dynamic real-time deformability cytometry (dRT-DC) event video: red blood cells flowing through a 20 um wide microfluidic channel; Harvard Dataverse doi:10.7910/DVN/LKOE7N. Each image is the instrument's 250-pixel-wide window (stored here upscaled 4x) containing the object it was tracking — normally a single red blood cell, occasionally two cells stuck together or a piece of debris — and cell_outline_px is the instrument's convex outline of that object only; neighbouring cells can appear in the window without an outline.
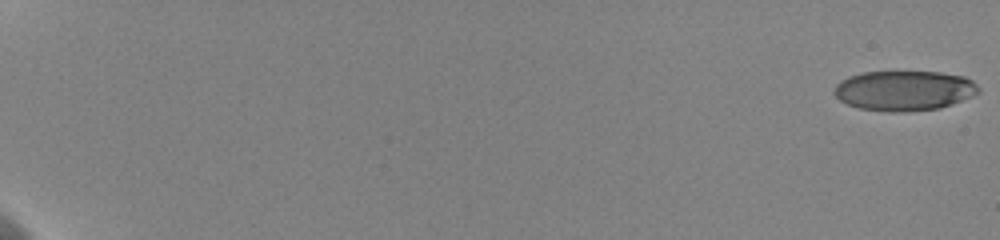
{"species": "human", "species_latin": "Homo sapiens", "temperature_condition": "cold", "stored_images_in_passage": 60, "camera_frame_rate_fps": 3000, "um_per_image_px": 0.085, "donor": {"sex": "female"}, "frame": {"image": 1, "passage_image": 1, "time_ms": 0.0, "image_size_px": [1000, 240], "cell_outline_px": [[980, 92], [972, 96], [940, 108], [900, 112], [892, 112], [860, 108], [848, 104], [840, 100], [832, 92], [836, 84], [848, 76], [864, 72], [940, 72], [964, 76], [972, 80], [980, 88]], "centroid_in_image_um": [76.86, 7.69], "position_along_channel_um": 8.1, "area_um2": 33.58}}
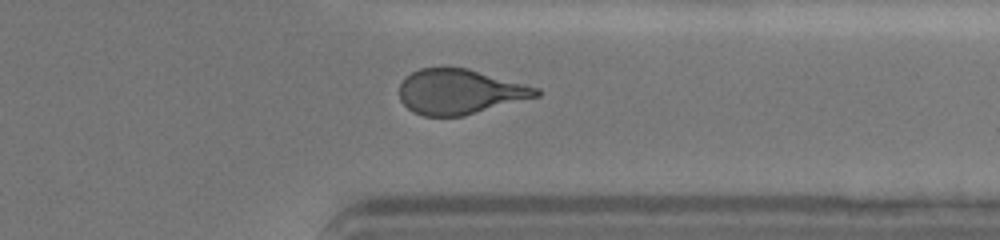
{"frame": {"image": 2, "passage_image": 50, "time_ms": 16.333, "image_size_px": [1000, 240], "cell_outline_px": [[540, 96], [464, 116], [424, 116], [412, 112], [400, 100], [400, 84], [412, 72], [420, 68], [468, 68], [540, 88]], "centroid_in_image_um": [39.11, 7.81], "position_along_channel_um": 372.3, "area_um2": 35.84}}
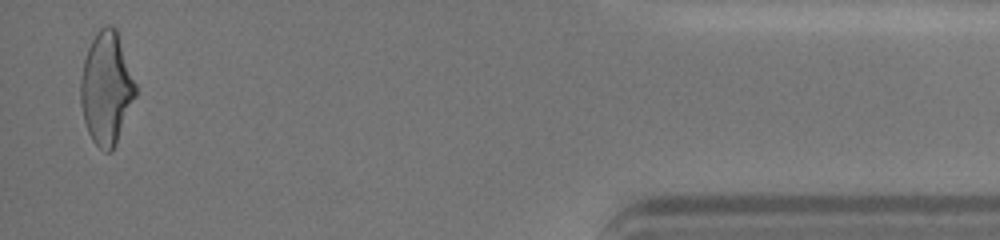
{"frame": {"image": 3, "passage_image": 59, "time_ms": 19.333, "image_size_px": [1000, 240], "cell_outline_px": [[136, 96], [116, 144], [112, 152], [104, 152], [92, 140], [88, 132], [84, 120], [80, 104], [80, 80], [84, 60], [88, 48], [96, 32], [104, 24], [112, 24], [116, 28], [136, 84]], "centroid_in_image_um": [9.04, 7.5], "position_along_channel_um": 426.2, "area_um2": 36.13}, "authors_computed_cell_mechanics": {"area_um2": 36.1539, "velocity_mm_per_s": 3.6029, "shape_relaxation_time_tau1_ms": 5.3748, "shape_relaxation_time_tau2_ms": 1.3735, "deformation_change_tau1": 0.174, "deformation_change_tau2": 0.0991}}